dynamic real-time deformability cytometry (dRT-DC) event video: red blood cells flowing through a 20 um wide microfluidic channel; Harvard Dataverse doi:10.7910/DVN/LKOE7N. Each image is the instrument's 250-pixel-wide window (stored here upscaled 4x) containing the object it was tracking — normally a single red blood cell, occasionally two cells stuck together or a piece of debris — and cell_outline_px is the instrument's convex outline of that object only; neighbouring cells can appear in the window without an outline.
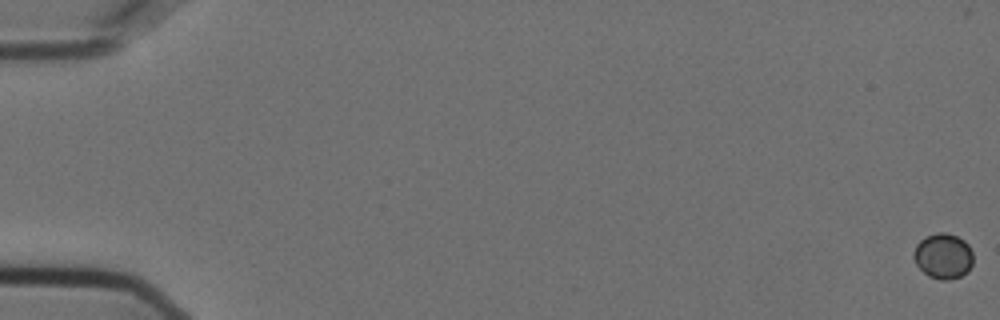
{"species": "Egyptian fruit bat (a non-hibernating species)", "species_latin": "Rousettus aegyptiacus", "temperature_condition": "cold", "stored_images_in_passage": 58, "camera_frame_rate_fps": 3000, "um_per_image_px": 0.085, "animal": {"sex": "female"}, "frame": {"image": 1, "passage_image": 1, "time_ms": 0.0, "image_size_px": [1000, 320], "cell_outline_px": [[972, 264], [968, 272], [960, 276], [948, 280], [940, 280], [928, 276], [916, 264], [912, 256], [912, 252], [916, 244], [924, 236], [936, 232], [944, 232], [956, 236], [964, 240], [968, 244], [972, 252]], "centroid_in_image_um": [80.15, 21.76], "position_along_channel_um": 4.9, "area_um2": 15.95}}
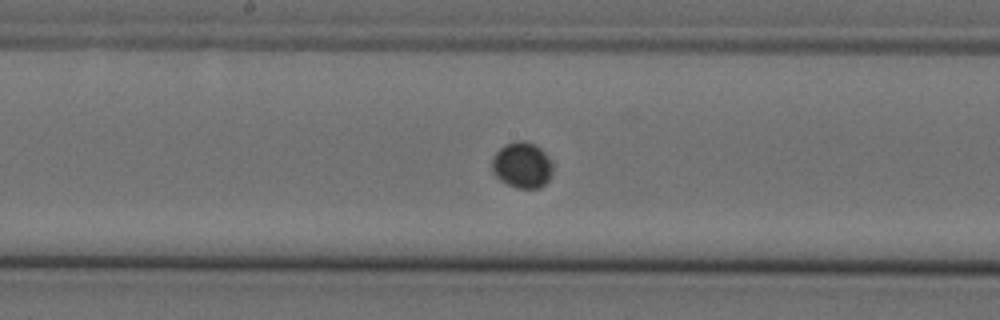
{"frame": {"image": 2, "passage_image": 32, "time_ms": 10.333, "image_size_px": [1000, 320], "cell_outline_px": [[552, 172], [548, 180], [540, 188], [516, 188], [500, 180], [492, 172], [492, 156], [504, 144], [516, 140], [524, 140], [536, 144], [548, 156], [552, 168]], "centroid_in_image_um": [44.35, 14.02], "position_along_channel_um": 203.8, "area_um2": 16.36}}
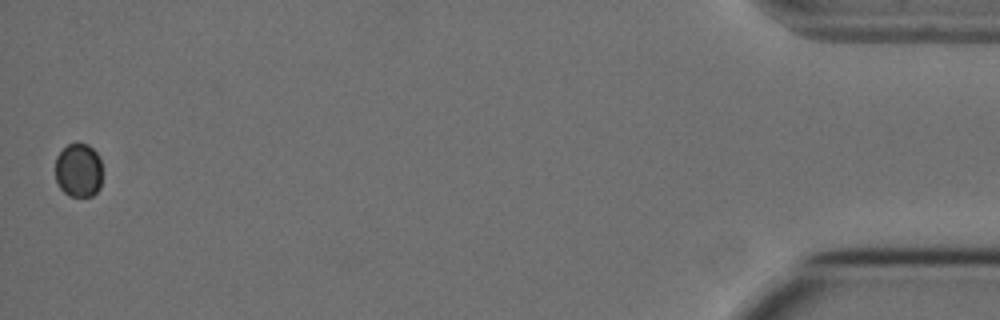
{"frame": {"image": 3, "passage_image": 58, "time_ms": 19.0, "image_size_px": [1000, 320], "cell_outline_px": [[100, 188], [92, 196], [68, 196], [60, 188], [56, 180], [56, 156], [68, 144], [88, 144], [100, 156]], "centroid_in_image_um": [6.67, 14.48], "position_along_channel_um": 428.5, "area_um2": 14.68}}